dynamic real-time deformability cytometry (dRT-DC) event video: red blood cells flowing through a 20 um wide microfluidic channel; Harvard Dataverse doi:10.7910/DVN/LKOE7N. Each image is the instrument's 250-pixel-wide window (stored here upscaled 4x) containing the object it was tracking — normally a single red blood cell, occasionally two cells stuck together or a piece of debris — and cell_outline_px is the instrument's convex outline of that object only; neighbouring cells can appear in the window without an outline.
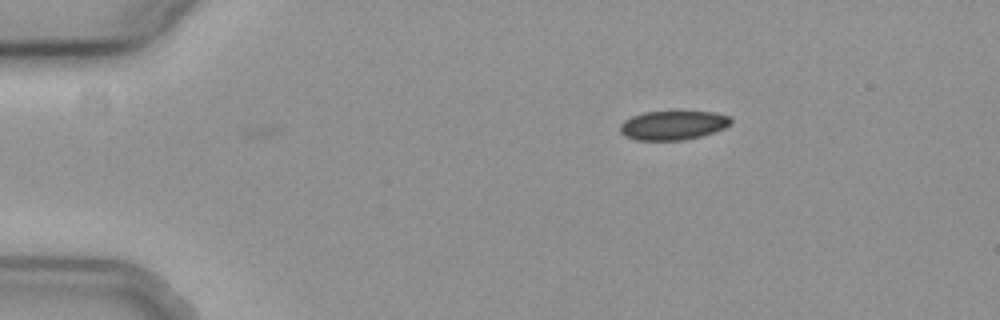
{"species": "common noctule bat (a hibernating species)", "species_latin": "Nyctalus noctula", "temperature_condition": "cold", "stored_images_in_passage": 41, "camera_frame_rate_fps": 3000, "um_per_image_px": 0.085, "animal": {"sex": "female", "body_mass_g": 19.3, "forearm_length_mm": 54.1}, "frame": {"image": 1, "passage_image": 1, "time_ms": 0.0, "image_size_px": [1000, 320], "cell_outline_px": [[732, 124], [724, 128], [700, 136], [684, 140], [636, 140], [624, 136], [620, 132], [620, 124], [624, 120], [632, 116], [644, 112], [712, 112], [728, 116], [732, 120]], "centroid_in_image_um": [57.18, 10.65], "position_along_channel_um": 27.8, "area_um2": 18.67}}
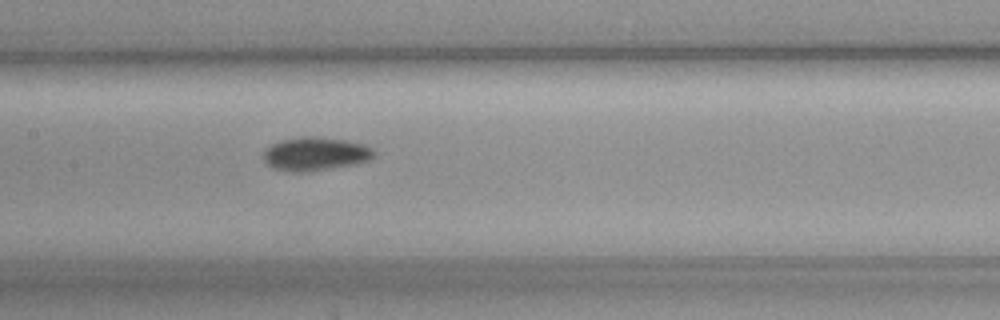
{"frame": {"image": 2, "passage_image": 19, "time_ms": 6.0, "image_size_px": [1000, 320], "cell_outline_px": [[372, 156], [368, 160], [356, 164], [304, 172], [292, 172], [272, 168], [264, 160], [264, 152], [272, 144], [284, 140], [300, 136], [316, 136], [344, 140], [364, 144], [372, 148]], "centroid_in_image_um": [26.79, 13.08], "position_along_channel_um": 180.6, "area_um2": 21.27}}
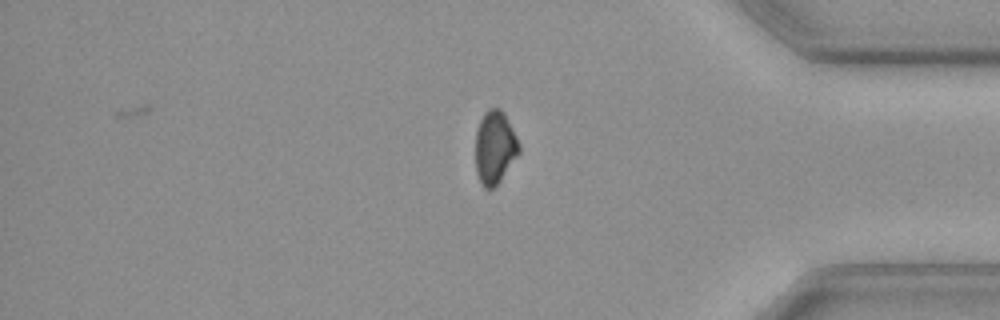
{"frame": {"image": 3, "passage_image": 38, "time_ms": 12.333, "image_size_px": [1000, 320], "cell_outline_px": [[520, 152], [500, 180], [492, 188], [484, 188], [476, 172], [476, 132], [480, 120], [484, 112], [488, 108], [500, 108], [504, 112], [520, 144]], "centroid_in_image_um": [42.06, 12.49], "position_along_channel_um": 393.1, "area_um2": 18.38}, "authors_computed_cell_mechanics": {"area_um2": 20.1722, "velocity_mm_per_s": 3.7329, "shape_relaxation_time_tau1_ms": 2.6136, "shape_relaxation_time_tau2_ms": null, "deformation_change_tau1": 0.0625, "deformation_change_tau2": null}}